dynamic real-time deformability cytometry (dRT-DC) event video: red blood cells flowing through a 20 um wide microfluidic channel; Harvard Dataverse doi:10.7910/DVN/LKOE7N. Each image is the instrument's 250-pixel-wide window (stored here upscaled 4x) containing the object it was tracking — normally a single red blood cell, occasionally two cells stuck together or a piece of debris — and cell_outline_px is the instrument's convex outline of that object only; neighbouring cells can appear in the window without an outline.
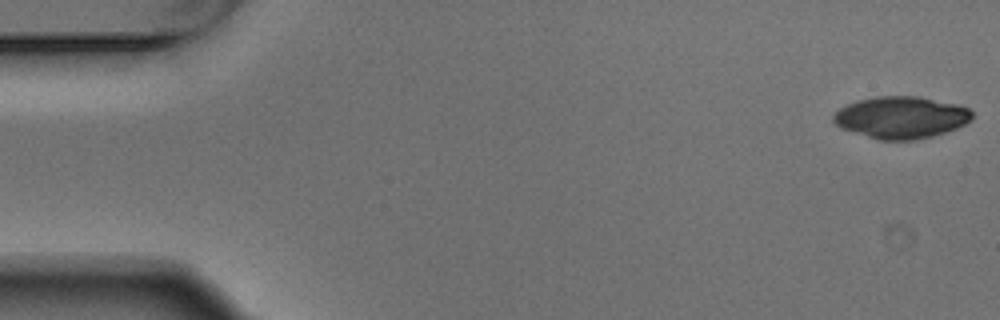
{"species": "Egyptian fruit bat (a non-hibernating species)", "species_latin": "Rousettus aegyptiacus", "temperature_condition": "warm", "stored_images_in_passage": 5, "camera_frame_rate_fps": 3000, "um_per_image_px": 0.085, "animal": {"sex": "male"}, "frame": {"image": 1, "passage_image": 1, "time_ms": 0.0, "image_size_px": [1000, 320], "cell_outline_px": [[972, 120], [956, 128], [932, 136], [912, 140], [880, 140], [840, 128], [832, 120], [832, 116], [840, 108], [856, 100], [876, 96], [916, 96], [956, 104], [968, 108], [972, 112]], "centroid_in_image_um": [76.57, 9.97], "position_along_channel_um": 8.4, "area_um2": 33.76}}